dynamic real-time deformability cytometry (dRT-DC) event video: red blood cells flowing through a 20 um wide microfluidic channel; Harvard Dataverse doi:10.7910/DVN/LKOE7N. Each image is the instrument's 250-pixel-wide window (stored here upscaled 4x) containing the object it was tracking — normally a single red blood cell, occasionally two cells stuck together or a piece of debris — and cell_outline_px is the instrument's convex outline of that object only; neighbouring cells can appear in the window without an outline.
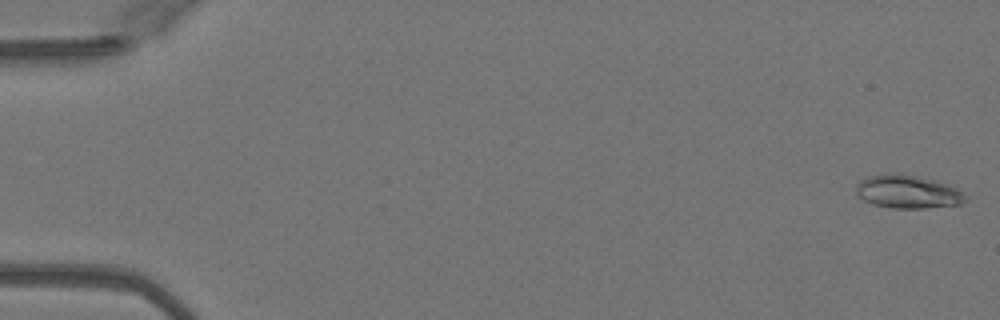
{"species": "Egyptian fruit bat (a non-hibernating species)", "species_latin": "Rousettus aegyptiacus", "temperature_condition": "warm", "stored_images_in_passage": 3, "camera_frame_rate_fps": 3000, "um_per_image_px": 0.085, "animal": {"sex": "female"}, "frame": {"image": 1, "passage_image": 1, "time_ms": 0.0, "image_size_px": [1000, 320], "cell_outline_px": [[968, 200], [960, 204], [924, 208], [892, 208], [872, 204], [864, 200], [856, 192], [856, 184], [860, 180], [872, 176], [888, 172], [896, 172], [944, 184], [956, 188]], "centroid_in_image_um": [77.09, 16.31], "position_along_channel_um": 7.9, "area_um2": 20.69}}